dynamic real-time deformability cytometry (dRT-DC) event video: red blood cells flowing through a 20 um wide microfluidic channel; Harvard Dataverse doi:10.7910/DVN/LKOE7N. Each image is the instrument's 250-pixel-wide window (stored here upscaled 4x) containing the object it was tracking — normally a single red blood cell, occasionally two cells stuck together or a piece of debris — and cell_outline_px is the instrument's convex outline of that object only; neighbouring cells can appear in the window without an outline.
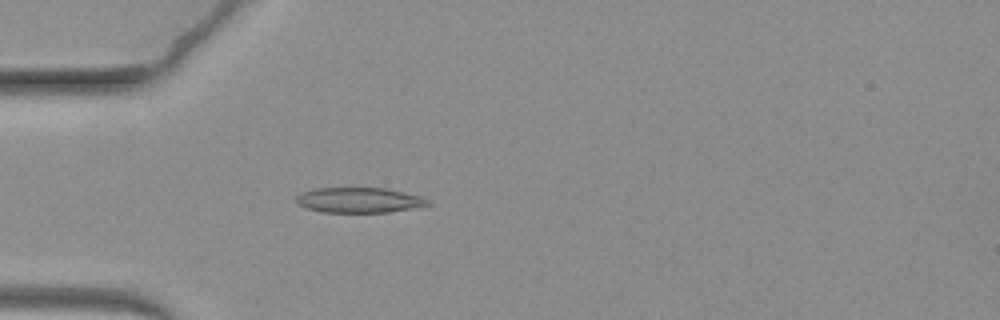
{"species": "common noctule bat (a hibernating species)", "species_latin": "Nyctalus noctula", "temperature_condition": "warm", "stored_images_in_passage": 50, "camera_frame_rate_fps": 3000, "um_per_image_px": 0.085, "animal": {"sex": "female", "body_mass_g": 19.3, "forearm_length_mm": 54.1}, "frame": {"image": 1, "passage_image": 4, "time_ms": 1.0, "image_size_px": [1000, 320], "cell_outline_px": [[432, 204], [388, 212], [320, 212], [304, 208], [296, 204], [296, 196], [300, 192], [316, 188], [384, 188], [420, 196], [428, 200]], "centroid_in_image_um": [30.43, 17.01], "position_along_channel_um": 54.6, "area_um2": 19.31}}
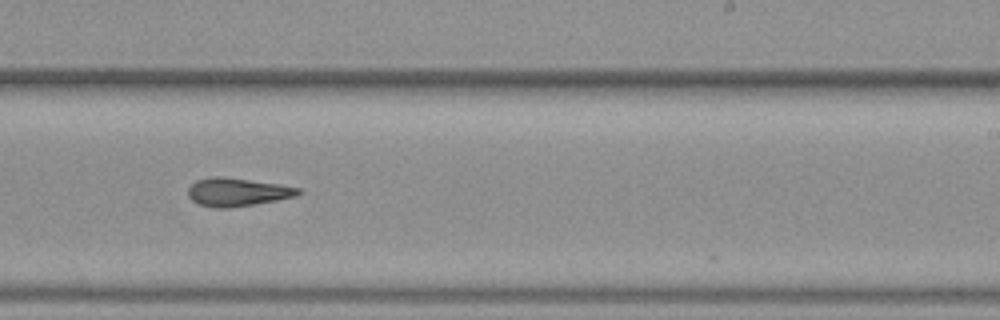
{"frame": {"image": 2, "passage_image": 25, "time_ms": 8.0, "image_size_px": [1000, 320], "cell_outline_px": [[304, 192], [296, 196], [256, 204], [228, 208], [212, 208], [200, 204], [192, 200], [188, 196], [188, 188], [196, 180], [212, 176], [220, 176], [280, 184], [300, 188]], "centroid_in_image_um": [20.18, 16.32], "position_along_channel_um": 268.8, "area_um2": 18.21}}
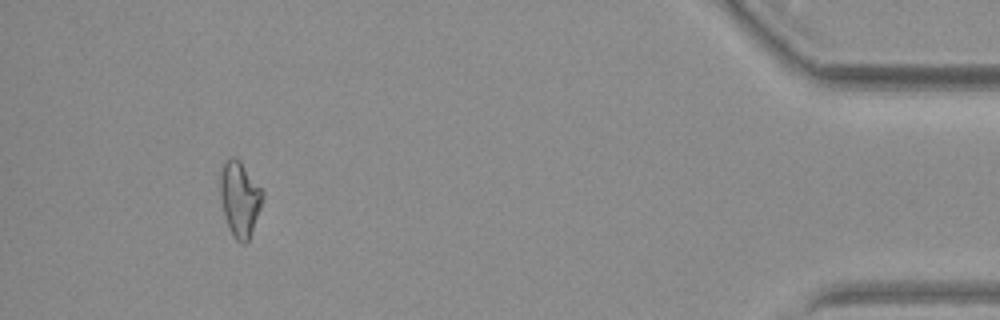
{"frame": {"image": 3, "passage_image": 45, "time_ms": 14.667, "image_size_px": [1000, 320], "cell_outline_px": [[264, 200], [248, 240], [244, 244], [240, 244], [232, 236], [228, 228], [224, 216], [220, 196], [220, 172], [224, 160], [228, 156], [232, 156], [240, 160], [264, 192]], "centroid_in_image_um": [20.37, 16.89], "position_along_channel_um": 414.8, "area_um2": 18.9}}